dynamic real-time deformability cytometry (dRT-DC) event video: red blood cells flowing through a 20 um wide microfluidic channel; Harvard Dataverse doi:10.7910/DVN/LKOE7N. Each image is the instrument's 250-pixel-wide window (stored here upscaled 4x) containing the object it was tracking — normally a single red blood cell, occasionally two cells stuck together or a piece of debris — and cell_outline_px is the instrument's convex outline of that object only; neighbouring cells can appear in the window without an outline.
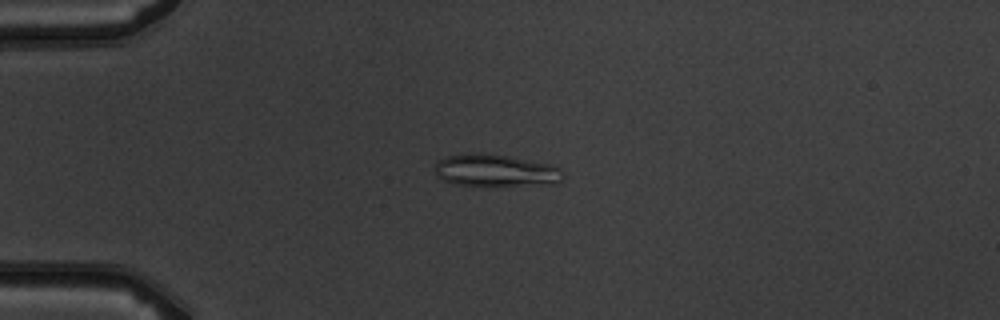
{"species": "common noctule bat (a hibernating species)", "species_latin": "Nyctalus noctula", "temperature_condition": "warm", "stored_images_in_passage": 3, "camera_frame_rate_fps": 3000, "um_per_image_px": 0.085, "animal": {"sex": "male", "body_mass_g": 19.5, "forearm_length_mm": 54.6}, "frame": {"image": 1, "passage_image": 2, "time_ms": 1.333, "image_size_px": [1000, 320], "cell_outline_px": [[564, 176], [560, 184], [460, 184], [444, 180], [436, 176], [436, 164], [440, 160], [448, 156], [468, 152], [488, 152], [552, 164], [560, 168]], "centroid_in_image_um": [42.18, 14.45], "position_along_channel_um": 42.8, "area_um2": 23.81}}